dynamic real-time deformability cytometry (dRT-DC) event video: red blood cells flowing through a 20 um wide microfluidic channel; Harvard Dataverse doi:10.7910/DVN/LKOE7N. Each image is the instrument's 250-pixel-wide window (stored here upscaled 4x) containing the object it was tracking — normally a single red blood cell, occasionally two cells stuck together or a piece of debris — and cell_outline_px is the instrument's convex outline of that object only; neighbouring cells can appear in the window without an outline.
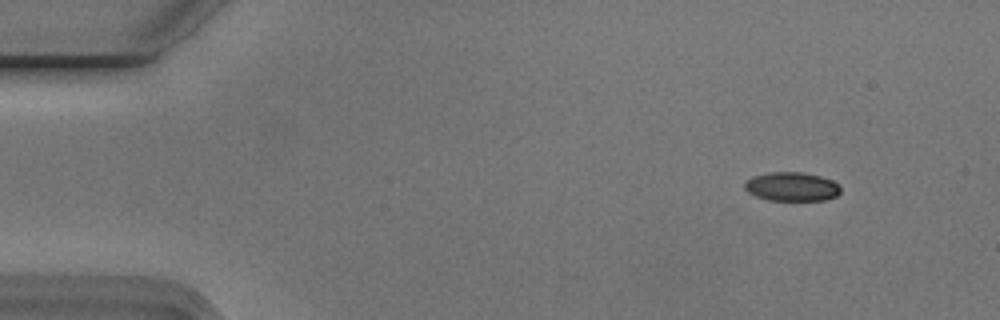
{"species": "Egyptian fruit bat (a non-hibernating species)", "species_latin": "Rousettus aegyptiacus", "temperature_condition": "cold", "stored_images_in_passage": 5, "camera_frame_rate_fps": 3000, "um_per_image_px": 0.085, "animal": {"sex": "male"}, "frame": {"image": 1, "passage_image": 2, "time_ms": 0.333, "image_size_px": [1000, 320], "cell_outline_px": [[840, 192], [836, 196], [824, 200], [768, 200], [756, 196], [748, 192], [744, 188], [744, 184], [752, 176], [768, 172], [804, 172], [820, 176], [832, 180], [840, 188]], "centroid_in_image_um": [67.28, 15.86], "position_along_channel_um": 17.7, "area_um2": 16.13}}